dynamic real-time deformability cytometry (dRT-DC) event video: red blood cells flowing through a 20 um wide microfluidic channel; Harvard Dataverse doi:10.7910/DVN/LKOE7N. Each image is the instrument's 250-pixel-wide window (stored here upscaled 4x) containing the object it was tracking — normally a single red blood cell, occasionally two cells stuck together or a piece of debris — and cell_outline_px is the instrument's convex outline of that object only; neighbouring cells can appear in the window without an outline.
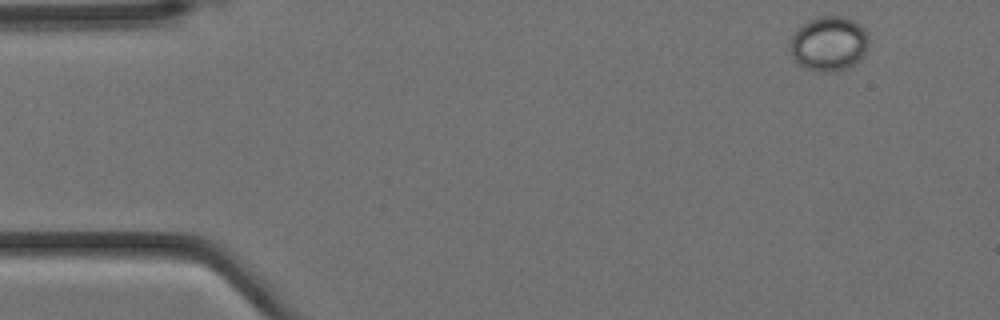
{"species": "Egyptian fruit bat (a non-hibernating species)", "species_latin": "Rousettus aegyptiacus", "temperature_condition": "cold", "stored_images_in_passage": 9, "camera_frame_rate_fps": 3000, "um_per_image_px": 0.085, "animal": {"sex": "female"}, "frame": {"image": 1, "passage_image": 1, "time_ms": 0.0, "image_size_px": [1000, 320], "cell_outline_px": [[868, 44], [860, 60], [848, 68], [836, 72], [816, 72], [804, 68], [792, 56], [792, 36], [800, 24], [816, 16], [840, 16], [852, 20], [860, 24], [868, 32]], "centroid_in_image_um": [70.47, 3.71], "position_along_channel_um": 14.5, "area_um2": 25.2}}
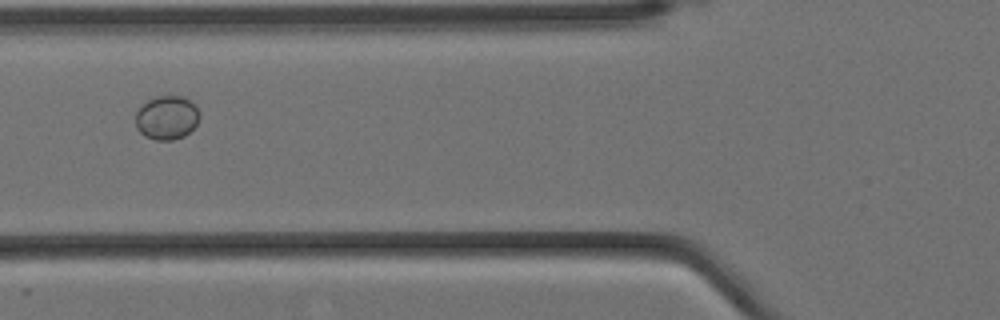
{"frame": {"image": 2, "passage_image": 6, "time_ms": 1.667, "image_size_px": [1000, 320], "cell_outline_px": [[200, 116], [196, 124], [184, 136], [172, 140], [156, 140], [144, 136], [136, 128], [136, 112], [140, 104], [156, 96], [184, 96], [196, 104]], "centroid_in_image_um": [14.16, 9.98], "position_along_channel_um": 111.6, "area_um2": 16.53}}
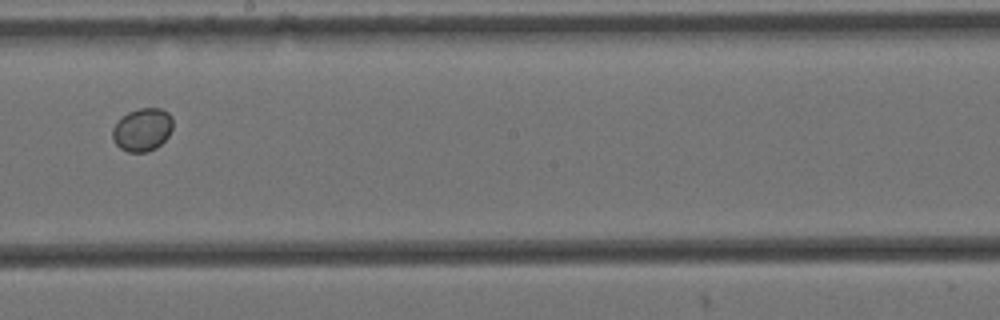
{"frame": {"image": 3, "passage_image": 9, "time_ms": 2.667, "image_size_px": [1000, 320], "cell_outline_px": [[172, 128], [168, 136], [156, 148], [148, 152], [128, 152], [120, 148], [112, 140], [112, 128], [120, 116], [128, 112], [140, 108], [160, 108], [168, 112], [172, 116]], "centroid_in_image_um": [12.07, 11.01], "position_along_channel_um": 236.1, "area_um2": 15.32}}